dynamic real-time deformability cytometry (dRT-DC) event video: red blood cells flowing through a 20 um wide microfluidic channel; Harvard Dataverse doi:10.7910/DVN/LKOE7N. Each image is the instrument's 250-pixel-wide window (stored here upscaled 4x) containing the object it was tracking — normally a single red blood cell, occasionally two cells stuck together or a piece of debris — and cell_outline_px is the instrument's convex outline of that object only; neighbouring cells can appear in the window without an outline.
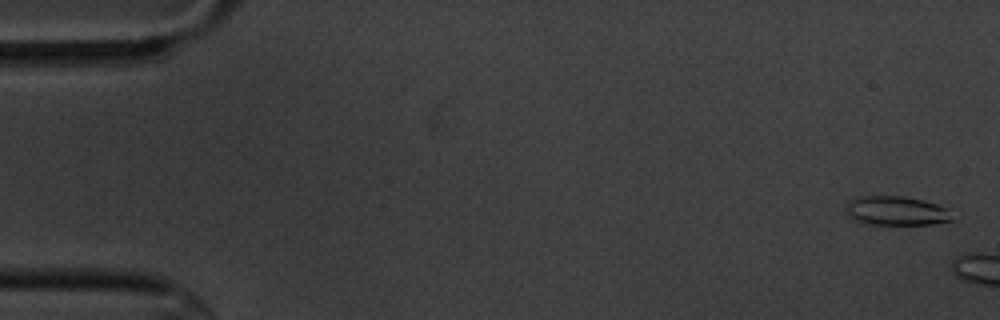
{"species": "common noctule bat (a hibernating species)", "species_latin": "Nyctalus noctula", "temperature_condition": "cold", "stored_images_in_passage": 4, "camera_frame_rate_fps": 3000, "um_per_image_px": 0.085, "animal": {"sex": "male", "body_mass_g": 20.1, "forearm_length_mm": 53.5}, "frame": {"image": 1, "passage_image": 1, "time_ms": 0.0, "image_size_px": [1000, 320], "cell_outline_px": [[960, 220], [932, 224], [872, 224], [856, 220], [848, 212], [848, 200], [856, 196], [904, 196], [924, 200], [936, 204], [944, 208]], "centroid_in_image_um": [76.28, 17.91], "position_along_channel_um": 8.7, "area_um2": 17.98}}